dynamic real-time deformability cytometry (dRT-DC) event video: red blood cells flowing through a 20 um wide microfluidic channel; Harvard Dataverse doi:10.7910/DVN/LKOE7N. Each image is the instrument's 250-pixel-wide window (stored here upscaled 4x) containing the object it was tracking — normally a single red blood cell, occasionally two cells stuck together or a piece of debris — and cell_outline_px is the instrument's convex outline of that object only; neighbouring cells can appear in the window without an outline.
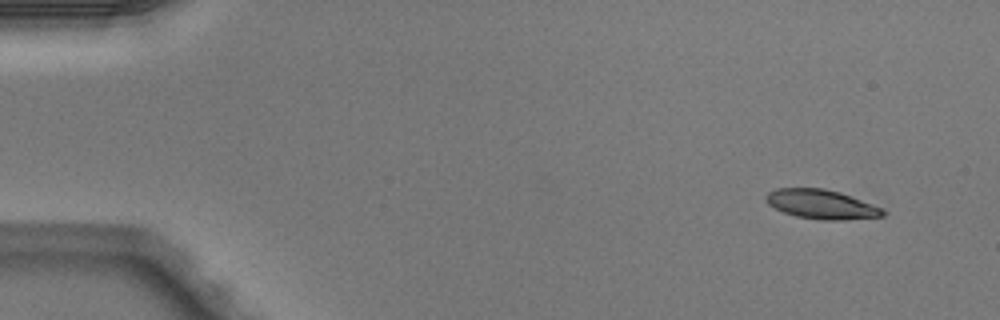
{"species": "Egyptian fruit bat (a non-hibernating species)", "species_latin": "Rousettus aegyptiacus", "temperature_condition": "warm", "stored_images_in_passage": 4, "segment_of_instrument_passage": [1, 2], "camera_frame_rate_fps": 3000, "um_per_image_px": 0.085, "animal": {"sex": "male"}, "frame": {"image": 1, "passage_image": 1, "time_ms": 0.0, "image_size_px": [1000, 320], "cell_outline_px": [[884, 216], [840, 220], [820, 220], [796, 216], [784, 212], [768, 204], [764, 196], [768, 192], [776, 188], [824, 188], [840, 192], [872, 204], [880, 208], [884, 212]], "centroid_in_image_um": [69.78, 17.36], "position_along_channel_um": 15.2, "area_um2": 19.77}}